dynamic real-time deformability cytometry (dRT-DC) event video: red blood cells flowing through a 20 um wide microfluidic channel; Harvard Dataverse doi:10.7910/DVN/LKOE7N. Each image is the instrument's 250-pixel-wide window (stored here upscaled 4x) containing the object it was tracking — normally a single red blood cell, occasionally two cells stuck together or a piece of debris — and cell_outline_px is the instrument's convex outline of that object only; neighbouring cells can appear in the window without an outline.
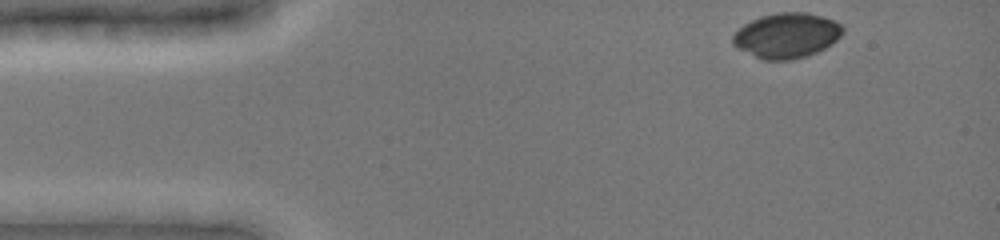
{"species": "common noctule bat (a hibernating species)", "species_latin": "Nyctalus noctula", "temperature_condition": "cold", "stored_images_in_passage": 5, "camera_frame_rate_fps": 3000, "um_per_image_px": 0.085, "animal": {"sex": "female", "body_mass_g": 19.0, "forearm_length_mm": 51.5}, "frame": {"image": 1, "passage_image": 1, "time_ms": 0.0, "image_size_px": [1000, 240], "cell_outline_px": [[844, 32], [832, 44], [808, 56], [792, 60], [764, 60], [736, 48], [732, 44], [732, 36], [744, 24], [760, 16], [776, 12], [808, 12], [832, 20], [840, 24], [844, 28]], "centroid_in_image_um": [66.86, 3.02], "position_along_channel_um": 18.1, "area_um2": 28.96}}